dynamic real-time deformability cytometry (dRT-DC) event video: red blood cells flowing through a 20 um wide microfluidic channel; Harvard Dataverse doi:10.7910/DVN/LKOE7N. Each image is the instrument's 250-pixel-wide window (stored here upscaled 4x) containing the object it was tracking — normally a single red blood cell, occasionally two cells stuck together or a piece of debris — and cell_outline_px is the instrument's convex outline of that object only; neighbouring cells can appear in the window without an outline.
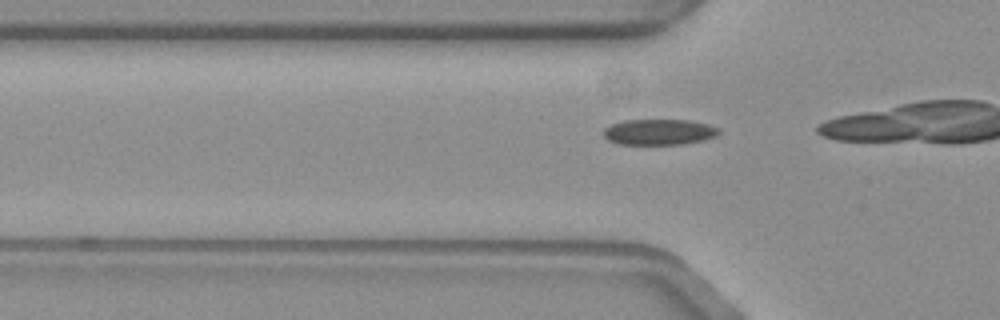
{"species": "common noctule bat (a hibernating species)", "species_latin": "Nyctalus noctula", "temperature_condition": "warm", "stored_images_in_passage": 17, "camera_frame_rate_fps": 3000, "um_per_image_px": 0.085, "animal": {"sex": "female", "body_mass_g": 19.3, "forearm_length_mm": 54.1}, "frame": {"image": 1, "passage_image": 13, "time_ms": 4.0, "image_size_px": [1000, 320], "cell_outline_px": [[720, 132], [716, 136], [704, 140], [684, 144], [616, 144], [608, 140], [604, 136], [604, 128], [612, 124], [624, 120], [692, 120], [708, 124], [720, 128]], "centroid_in_image_um": [56.05, 11.22], "position_along_channel_um": 69.8, "area_um2": 17.46}}